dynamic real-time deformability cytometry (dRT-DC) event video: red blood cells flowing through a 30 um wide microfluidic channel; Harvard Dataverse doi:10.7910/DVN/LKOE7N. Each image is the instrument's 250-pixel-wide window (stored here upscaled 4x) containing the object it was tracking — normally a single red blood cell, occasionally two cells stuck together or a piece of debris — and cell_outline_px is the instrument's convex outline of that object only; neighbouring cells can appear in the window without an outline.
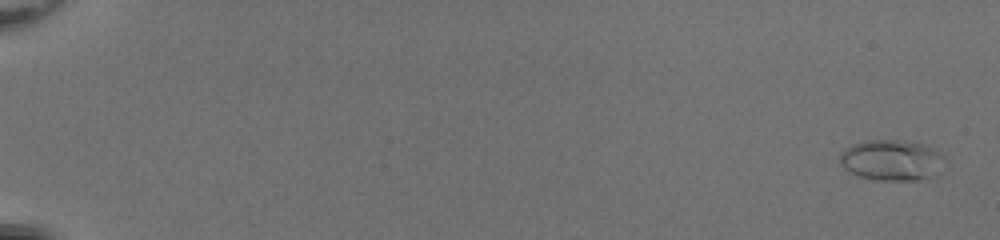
{"species": "common noctule bat (a hibernating species)", "species_latin": "Nyctalus noctula", "temperature_condition": "room temperature", "stored_images_in_passage": 54, "camera_frame_rate_fps": 3000, "um_per_image_px": 0.085, "animal": {"sex": "female", "body_mass_g": 20.0, "forearm_length_mm": 54.0}, "frame": {"image": 1, "passage_image": 2, "time_ms": 0.333, "image_size_px": [1000, 240], "cell_outline_px": [[944, 156], [924, 176], [916, 180], [880, 180], [860, 176], [844, 168], [840, 164], [840, 152], [844, 148], [852, 144], [868, 140], [904, 140], [936, 148]], "centroid_in_image_um": [75.63, 13.56], "position_along_channel_um": 9.4, "area_um2": 23.81}}
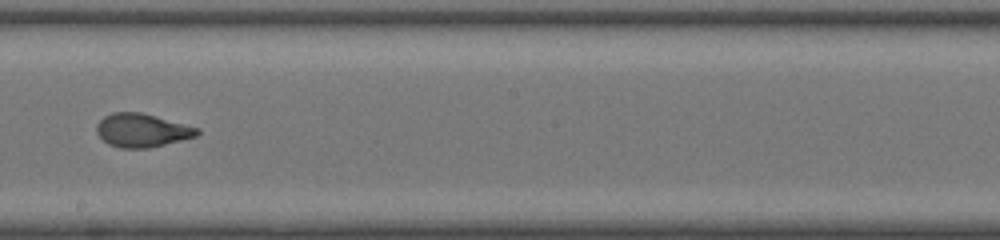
{"frame": {"image": 2, "passage_image": 34, "time_ms": 11.0, "image_size_px": [1000, 240], "cell_outline_px": [[200, 132], [196, 136], [148, 148], [120, 148], [108, 144], [96, 132], [96, 124], [104, 116], [112, 112], [140, 112], [200, 128]], "centroid_in_image_um": [12.04, 11.07], "position_along_channel_um": 236.2, "area_um2": 19.48}}
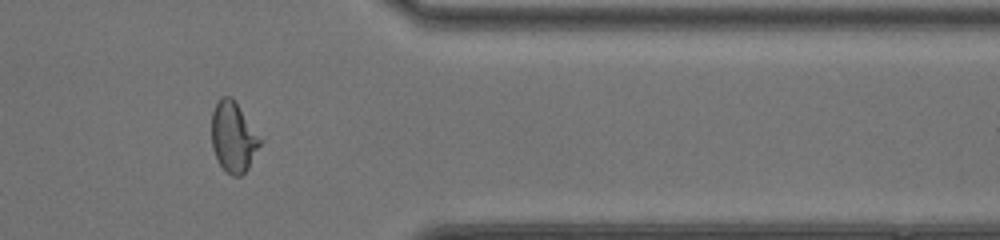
{"frame": {"image": 3, "passage_image": 46, "time_ms": 15.0, "image_size_px": [1000, 240], "cell_outline_px": [[264, 140], [248, 168], [240, 176], [232, 176], [220, 164], [212, 148], [212, 112], [220, 96], [232, 96]], "centroid_in_image_um": [19.87, 11.62], "position_along_channel_um": 391.5, "area_um2": 20.06}, "authors_computed_cell_mechanics": {"area_um2": 20.1433, "velocity_mm_per_s": 4.0998, "shape_relaxation_time_tau1_ms": 7.8186, "shape_relaxation_time_tau2_ms": 0.9622, "deformation_change_tau1": 0.2778, "deformation_change_tau2": 0.0493}}